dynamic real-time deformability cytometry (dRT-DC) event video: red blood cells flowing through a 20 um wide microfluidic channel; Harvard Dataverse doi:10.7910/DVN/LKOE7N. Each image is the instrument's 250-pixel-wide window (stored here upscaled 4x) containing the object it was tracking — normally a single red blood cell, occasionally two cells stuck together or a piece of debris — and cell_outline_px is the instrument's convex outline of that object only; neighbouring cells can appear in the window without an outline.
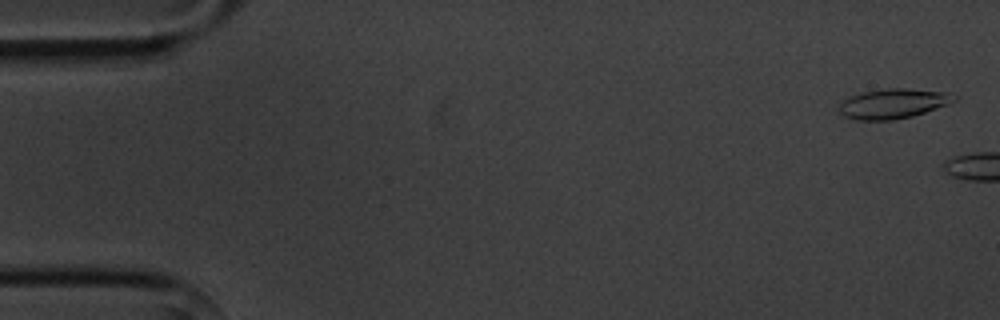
{"species": "common noctule bat (a hibernating species)", "species_latin": "Nyctalus noctula", "temperature_condition": "cold", "stored_images_in_passage": 2, "camera_frame_rate_fps": 3000, "um_per_image_px": 0.085, "animal": {"sex": "male", "body_mass_g": 20.1, "forearm_length_mm": 53.5}, "frame": {"image": 1, "passage_image": 1, "time_ms": 0.0, "image_size_px": [1000, 320], "cell_outline_px": [[960, 96], [956, 100], [948, 104], [912, 116], [892, 120], [856, 120], [844, 116], [840, 112], [840, 104], [848, 96], [864, 92], [888, 88], [904, 88], [948, 92]], "centroid_in_image_um": [75.94, 8.8], "position_along_channel_um": 9.1, "area_um2": 19.94}}